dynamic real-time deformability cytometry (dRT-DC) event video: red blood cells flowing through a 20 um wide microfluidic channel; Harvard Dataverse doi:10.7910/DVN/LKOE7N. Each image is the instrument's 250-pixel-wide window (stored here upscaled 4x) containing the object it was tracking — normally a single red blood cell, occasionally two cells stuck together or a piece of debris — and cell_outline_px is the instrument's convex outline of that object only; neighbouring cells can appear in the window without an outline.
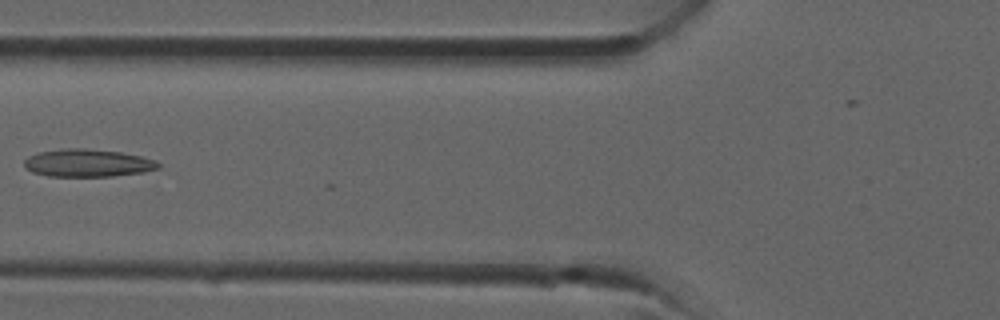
{"species": "common noctule bat (a hibernating species)", "species_latin": "Nyctalus noctula", "temperature_condition": "room temperature", "stored_images_in_passage": 14, "camera_frame_rate_fps": 3000, "um_per_image_px": 0.085, "animal": {"sex": "male", "forearm_length_mm": 52.5}, "frame": {"image": 1, "passage_image": 13, "time_ms": 4.0, "image_size_px": [1000, 320], "cell_outline_px": [[160, 168], [140, 172], [112, 176], [48, 176], [32, 172], [24, 164], [24, 160], [28, 156], [36, 152], [60, 148], [84, 148], [120, 152], [140, 156], [156, 160], [160, 164]], "centroid_in_image_um": [7.42, 13.84], "position_along_channel_um": 118.4, "area_um2": 21.62}}